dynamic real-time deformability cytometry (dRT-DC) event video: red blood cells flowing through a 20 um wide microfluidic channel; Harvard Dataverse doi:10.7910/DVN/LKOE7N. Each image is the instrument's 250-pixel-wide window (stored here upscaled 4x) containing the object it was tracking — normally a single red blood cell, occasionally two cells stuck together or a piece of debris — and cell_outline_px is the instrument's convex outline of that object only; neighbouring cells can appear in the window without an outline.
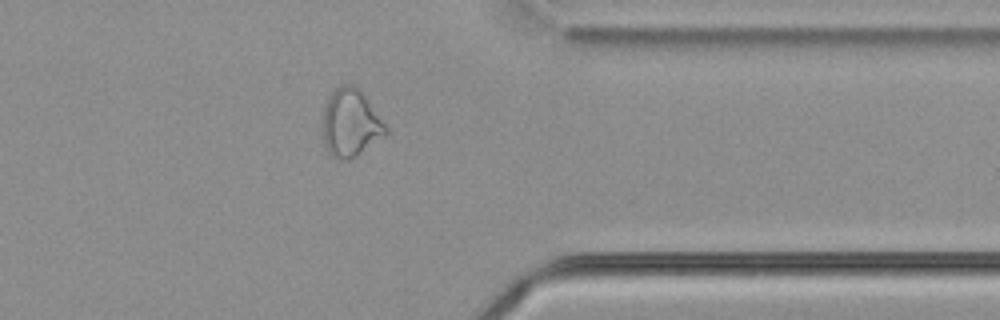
{"species": "common noctule bat (a hibernating species)", "species_latin": "Nyctalus noctula", "temperature_condition": "cold", "stored_images_in_passage": 39, "camera_frame_rate_fps": 3000, "um_per_image_px": 0.085, "animal": {"sex": "male", "body_mass_g": 21.5, "forearm_length_mm": 52.0}, "frame": {"image": 1, "passage_image": 34, "time_ms": 11.0, "image_size_px": [1000, 320], "cell_outline_px": [[388, 132], [384, 136], [356, 156], [348, 160], [340, 160], [332, 156], [328, 152], [324, 144], [324, 108], [328, 96], [340, 84], [356, 84], [360, 88], [388, 128]], "centroid_in_image_um": [29.81, 10.43], "position_along_channel_um": 381.6, "area_um2": 24.85}, "authors_computed_cell_mechanics": {"area_um2": 23.0044, "velocity_mm_per_s": 3.6546, "shape_relaxation_time_tau1_ms": null, "shape_relaxation_time_tau2_ms": 4.323, "deformation_change_tau1": null, "deformation_change_tau2": 0.1265}}